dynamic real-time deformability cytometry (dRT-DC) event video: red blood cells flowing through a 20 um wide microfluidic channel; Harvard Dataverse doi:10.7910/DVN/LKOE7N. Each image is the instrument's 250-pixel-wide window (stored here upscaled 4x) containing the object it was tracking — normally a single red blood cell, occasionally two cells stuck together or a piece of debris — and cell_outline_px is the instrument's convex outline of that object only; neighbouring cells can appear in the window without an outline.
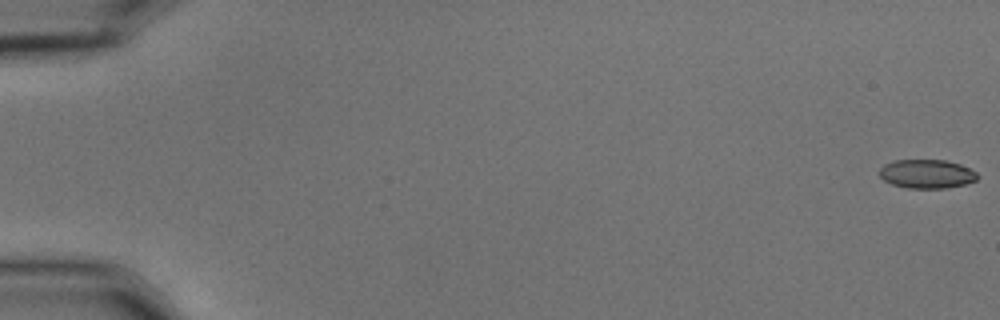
{"species": "common noctule bat (a hibernating species)", "species_latin": "Nyctalus noctula", "temperature_condition": "cold", "stored_images_in_passage": 16, "camera_frame_rate_fps": 3000, "um_per_image_px": 0.085, "animal": {"sex": "male", "body_mass_g": 15.6}, "frame": {"image": 1, "passage_image": 1, "time_ms": 0.0, "image_size_px": [1000, 320], "cell_outline_px": [[976, 180], [964, 184], [948, 188], [908, 188], [892, 184], [884, 180], [880, 176], [880, 168], [884, 164], [896, 160], [944, 160], [960, 164], [976, 172]], "centroid_in_image_um": [78.75, 14.78], "position_along_channel_um": 6.2, "area_um2": 16.3}}
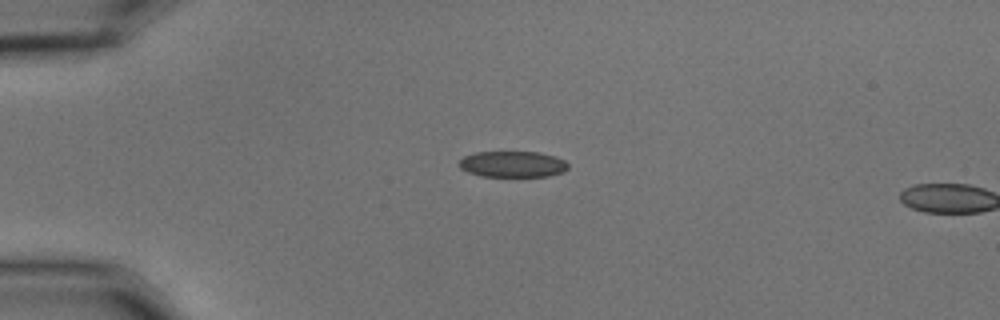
{"frame": {"image": 2, "passage_image": 15, "time_ms": 4.667, "image_size_px": [1000, 320], "cell_outline_px": [[568, 168], [564, 172], [548, 176], [480, 176], [468, 172], [460, 168], [456, 164], [464, 156], [476, 152], [540, 152], [556, 156], [564, 160], [568, 164]], "centroid_in_image_um": [43.57, 13.95], "position_along_channel_um": 41.4, "area_um2": 16.7}}